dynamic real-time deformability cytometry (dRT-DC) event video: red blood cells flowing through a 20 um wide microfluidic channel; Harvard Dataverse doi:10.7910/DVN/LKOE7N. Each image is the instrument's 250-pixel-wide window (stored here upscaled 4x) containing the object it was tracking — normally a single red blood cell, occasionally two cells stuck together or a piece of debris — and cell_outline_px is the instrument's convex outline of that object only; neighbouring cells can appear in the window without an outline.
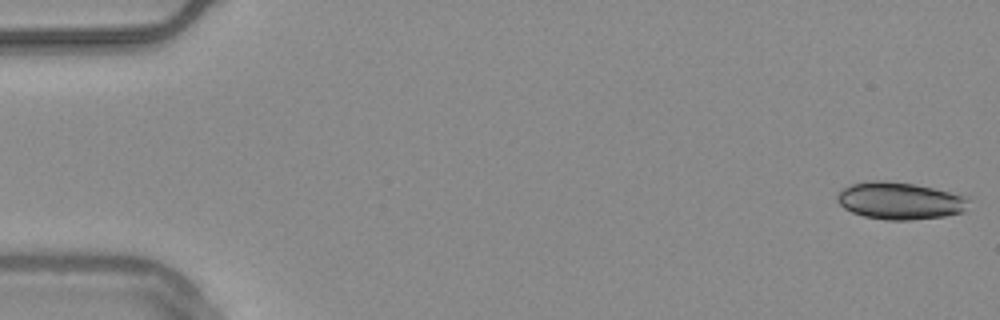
{"species": "common noctule bat (a hibernating species)", "species_latin": "Nyctalus noctula", "temperature_condition": "warm", "stored_images_in_passage": 54, "camera_frame_rate_fps": 3000, "um_per_image_px": 0.085, "animal": {"sex": "male", "body_mass_g": 20.4}, "frame": {"image": 1, "passage_image": 1, "time_ms": 0.0, "image_size_px": [1000, 320], "cell_outline_px": [[968, 200], [964, 212], [944, 216], [908, 220], [884, 220], [864, 216], [852, 212], [844, 208], [836, 200], [836, 196], [844, 188], [852, 184], [868, 180], [884, 180], [912, 184], [932, 188], [968, 196]], "centroid_in_image_um": [76.46, 17.07], "position_along_channel_um": 8.5, "area_um2": 28.38}}
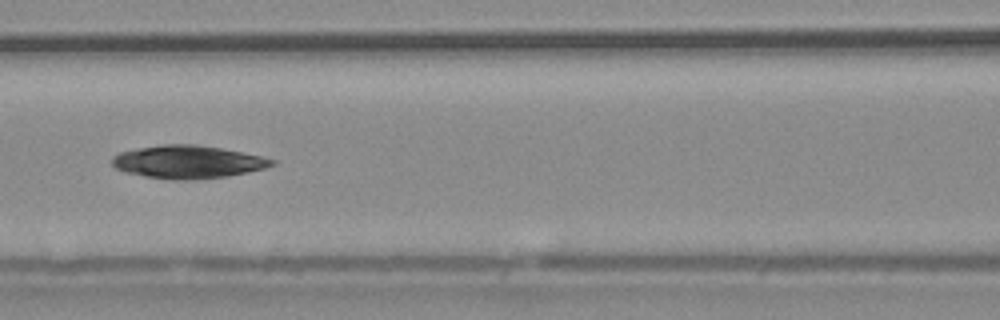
{"frame": {"image": 2, "passage_image": 24, "time_ms": 7.667, "image_size_px": [1000, 320], "cell_outline_px": [[276, 164], [264, 168], [248, 172], [228, 176], [192, 180], [180, 180], [144, 176], [124, 172], [116, 168], [112, 164], [112, 156], [120, 152], [140, 148], [164, 144], [196, 144], [220, 148], [260, 156], [276, 160]], "centroid_in_image_um": [15.96, 13.76], "position_along_channel_um": 150.6, "area_um2": 30.46}}
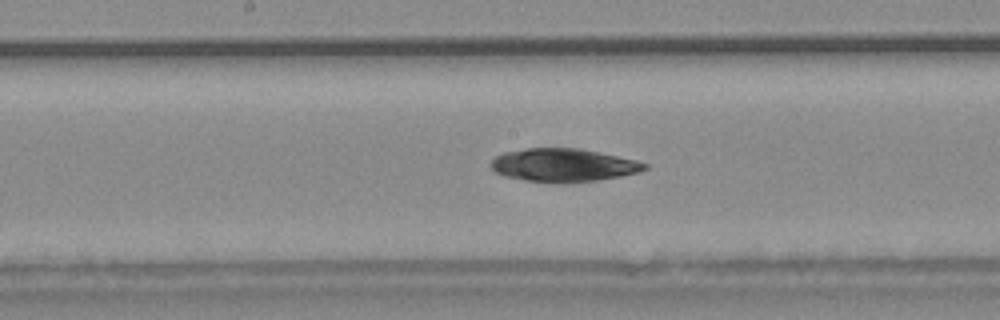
{"frame": {"image": 3, "passage_image": 28, "time_ms": 9.0, "image_size_px": [1000, 320], "cell_outline_px": [[648, 168], [640, 172], [620, 176], [596, 180], [556, 184], [524, 180], [504, 176], [492, 172], [488, 164], [496, 156], [504, 152], [524, 148], [580, 148], [636, 160], [648, 164]], "centroid_in_image_um": [47.83, 14.04], "position_along_channel_um": 200.4, "area_um2": 30.11}, "authors_computed_cell_mechanics": {"area_um2": 28.9578, "velocity_mm_per_s": 3.7395, "shape_relaxation_time_tau1_ms": 7.9675, "shape_relaxation_time_tau2_ms": null, "deformation_change_tau1": 0.1449, "deformation_change_tau2": null}}